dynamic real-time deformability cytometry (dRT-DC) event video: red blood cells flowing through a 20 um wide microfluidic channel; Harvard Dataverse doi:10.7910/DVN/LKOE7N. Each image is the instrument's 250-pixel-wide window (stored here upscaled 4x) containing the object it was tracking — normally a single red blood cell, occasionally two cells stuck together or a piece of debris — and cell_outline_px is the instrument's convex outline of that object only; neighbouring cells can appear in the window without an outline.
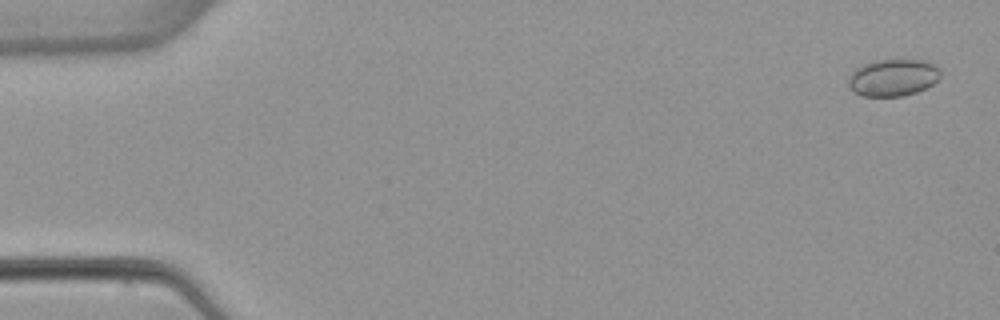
{"species": "common noctule bat (a hibernating species)", "species_latin": "Nyctalus noctula", "temperature_condition": "warm", "stored_images_in_passage": 6, "camera_frame_rate_fps": 3000, "um_per_image_px": 0.085, "animal": {"sex": "female", "body_mass_g": 22.7, "forearm_length_mm": 54.2}, "frame": {"image": 1, "passage_image": 1, "time_ms": 0.0, "image_size_px": [1000, 320], "cell_outline_px": [[940, 76], [932, 84], [916, 92], [904, 96], [864, 96], [856, 92], [848, 84], [848, 80], [852, 72], [856, 68], [864, 64], [876, 60], [924, 60], [936, 64], [940, 68]], "centroid_in_image_um": [75.93, 6.58], "position_along_channel_um": 9.1, "area_um2": 19.71}}
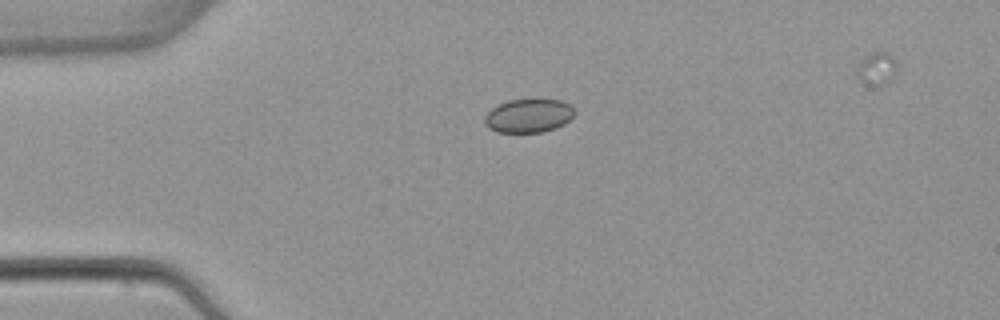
{"frame": {"image": 2, "passage_image": 4, "time_ms": 3.667, "image_size_px": [1000, 320], "cell_outline_px": [[576, 112], [564, 124], [556, 128], [540, 132], [496, 132], [488, 128], [484, 124], [484, 116], [492, 108], [508, 100], [560, 100], [568, 104]], "centroid_in_image_um": [44.89, 9.85], "position_along_channel_um": 40.1, "area_um2": 17.46}}
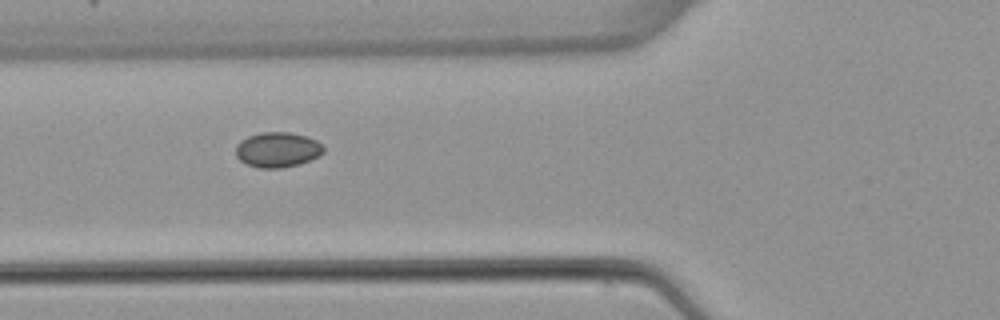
{"frame": {"image": 3, "passage_image": 6, "time_ms": 6.0, "image_size_px": [1000, 320], "cell_outline_px": [[324, 152], [320, 156], [300, 164], [280, 168], [260, 168], [248, 164], [240, 160], [236, 156], [236, 144], [240, 140], [248, 136], [260, 132], [288, 132], [308, 136], [324, 144]], "centroid_in_image_um": [23.62, 12.71], "position_along_channel_um": 102.2, "area_um2": 18.21}}